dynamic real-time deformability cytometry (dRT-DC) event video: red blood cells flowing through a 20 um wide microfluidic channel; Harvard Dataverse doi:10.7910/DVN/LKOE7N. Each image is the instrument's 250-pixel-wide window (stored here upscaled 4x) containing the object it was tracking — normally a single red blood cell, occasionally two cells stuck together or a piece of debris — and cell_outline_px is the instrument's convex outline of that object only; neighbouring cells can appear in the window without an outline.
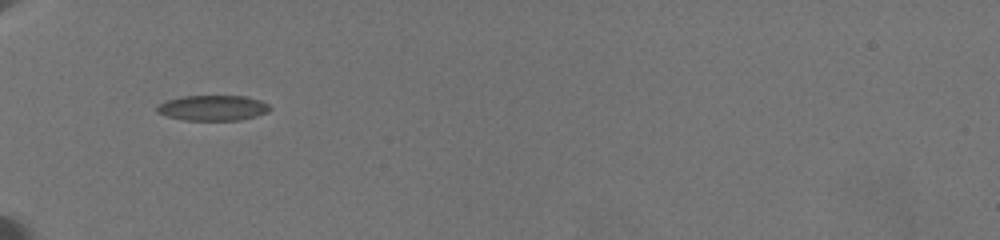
{"species": "common noctule bat (a hibernating species)", "species_latin": "Nyctalus noctula", "temperature_condition": "warm", "stored_images_in_passage": 26, "camera_frame_rate_fps": 3000, "um_per_image_px": 0.085, "animal": {"sex": "female", "body_mass_g": 19.5, "forearm_length_mm": 54.1}, "frame": {"image": 1, "passage_image": 1, "time_ms": 0.0, "image_size_px": [1000, 240], "cell_outline_px": [[272, 108], [268, 112], [256, 116], [240, 120], [184, 120], [168, 116], [156, 112], [156, 104], [168, 100], [184, 96], [244, 96], [260, 100], [268, 104]], "centroid_in_image_um": [18.09, 9.17], "position_along_channel_um": 66.9, "area_um2": 16.7}}
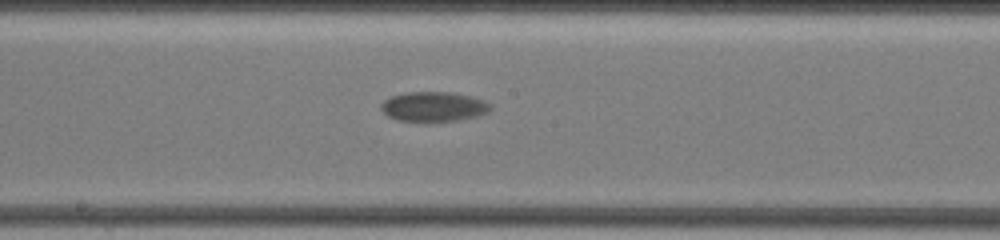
{"frame": {"image": 2, "passage_image": 12, "time_ms": 4.667, "image_size_px": [1000, 240], "cell_outline_px": [[488, 112], [456, 120], [424, 124], [396, 120], [388, 116], [380, 108], [384, 100], [392, 96], [408, 92], [444, 92], [468, 96], [480, 100], [488, 104]], "centroid_in_image_um": [36.73, 9.11], "position_along_channel_um": 211.5, "area_um2": 18.84}}
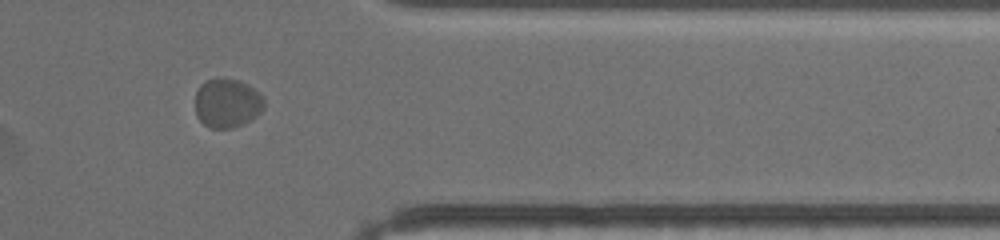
{"frame": {"image": 3, "passage_image": 22, "time_ms": 10.333, "image_size_px": [1000, 240], "cell_outline_px": [[264, 108], [256, 116], [232, 128], [208, 128], [196, 116], [196, 92], [200, 84], [208, 80], [220, 76], [240, 80], [248, 84], [264, 96]], "centroid_in_image_um": [19.3, 8.73], "position_along_channel_um": 392.1, "area_um2": 19.94}, "authors_computed_cell_mechanics": {"area_um2": 18.2359, "velocity_mm_per_s": 3.3031, "shape_relaxation_time_tau1_ms": 1.2415, "shape_relaxation_time_tau2_ms": null, "deformation_change_tau1": 0.066, "deformation_change_tau2": null}}